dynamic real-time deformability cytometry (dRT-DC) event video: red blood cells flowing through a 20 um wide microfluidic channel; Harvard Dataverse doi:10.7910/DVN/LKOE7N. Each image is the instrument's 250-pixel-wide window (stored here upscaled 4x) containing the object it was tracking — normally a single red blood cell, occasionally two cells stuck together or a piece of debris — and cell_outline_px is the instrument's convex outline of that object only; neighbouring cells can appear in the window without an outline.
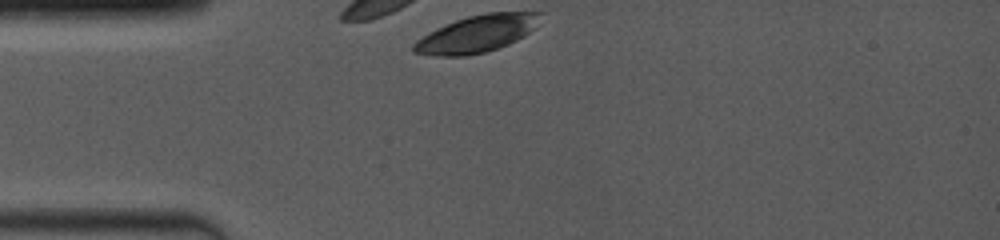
{"species": "common noctule bat (a hibernating species)", "species_latin": "Nyctalus noctula", "temperature_condition": "room temperature", "stored_images_in_passage": 3, "camera_frame_rate_fps": 4000, "um_per_image_px": 0.085, "animal": {"sex": "female", "body_mass_g": 19.0, "forearm_length_mm": 53.3}, "frame": {"image": 1, "passage_image": 1, "time_ms": 0.0, "image_size_px": [1000, 240], "cell_outline_px": [[544, 12], [532, 28], [524, 36], [508, 44], [484, 52], [464, 56], [436, 56], [412, 52], [412, 44], [416, 40], [428, 32], [436, 28], [456, 20], [468, 16], [488, 12]], "centroid_in_image_um": [40.47, 2.87], "position_along_channel_um": 44.5, "area_um2": 27.05}}